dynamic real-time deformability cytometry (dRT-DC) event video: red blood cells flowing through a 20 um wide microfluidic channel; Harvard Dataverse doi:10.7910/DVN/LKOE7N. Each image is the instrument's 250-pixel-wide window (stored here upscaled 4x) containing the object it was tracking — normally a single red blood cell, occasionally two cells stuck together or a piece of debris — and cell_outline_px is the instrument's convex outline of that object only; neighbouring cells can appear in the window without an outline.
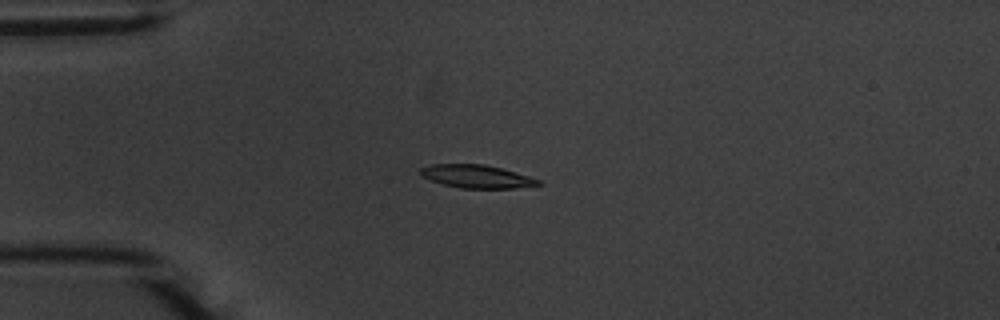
{"species": "common noctule bat (a hibernating species)", "species_latin": "Nyctalus noctula", "temperature_condition": "warm", "stored_images_in_passage": 47, "camera_frame_rate_fps": 3000, "um_per_image_px": 0.085, "animal": {"sex": "male", "body_mass_g": 20.1, "forearm_length_mm": 53.5}, "frame": {"image": 1, "passage_image": 13, "time_ms": 4.0, "image_size_px": [1000, 320], "cell_outline_px": [[544, 184], [516, 188], [460, 188], [444, 184], [432, 180], [424, 176], [420, 172], [420, 168], [432, 164], [484, 164], [500, 168], [528, 176], [540, 180]], "centroid_in_image_um": [40.55, 15.0], "position_along_channel_um": 44.5, "area_um2": 15.61}}
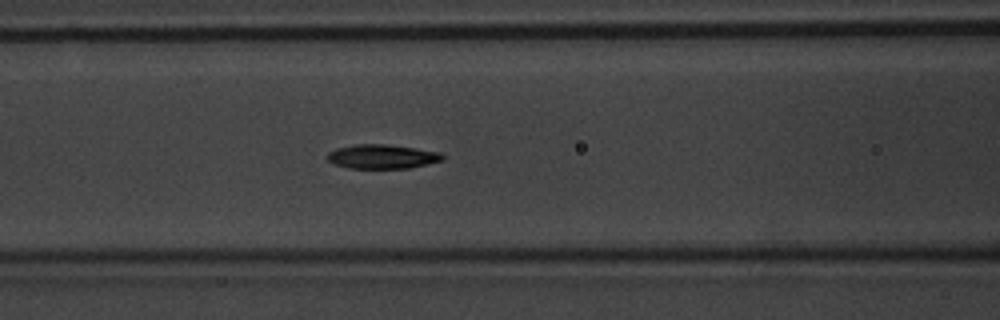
{"frame": {"image": 2, "passage_image": 22, "time_ms": 7.0, "image_size_px": [1000, 320], "cell_outline_px": [[444, 160], [428, 164], [408, 168], [348, 168], [332, 164], [324, 156], [328, 152], [336, 148], [356, 144], [388, 144], [416, 148], [440, 152], [444, 156]], "centroid_in_image_um": [32.45, 13.3], "position_along_channel_um": 134.1, "area_um2": 16.47}}
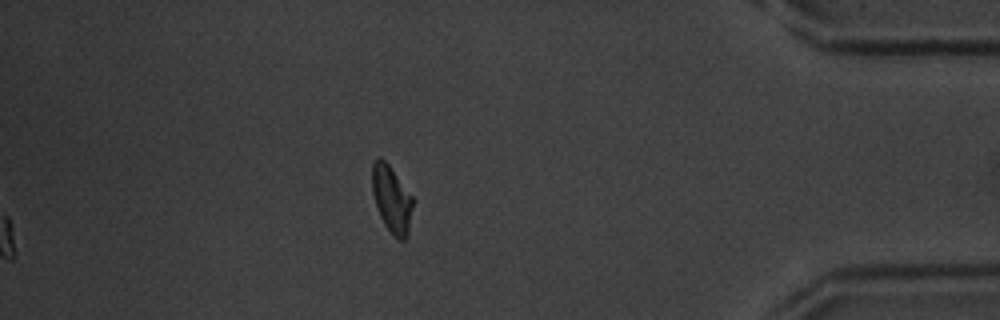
{"frame": {"image": 3, "passage_image": 47, "time_ms": 15.333, "image_size_px": [1000, 320], "cell_outline_px": [[412, 204], [408, 236], [404, 240], [400, 240], [384, 224], [380, 216], [372, 192], [372, 164], [376, 156], [380, 156], [388, 164], [412, 196]], "centroid_in_image_um": [33.27, 16.89], "position_along_channel_um": 401.9, "area_um2": 15.55}, "authors_computed_cell_mechanics": {"area_um2": 16.0684, "velocity_mm_per_s": 3.6793, "shape_relaxation_time_tau1_ms": 2.2551, "shape_relaxation_time_tau2_ms": 3.3703, "deformation_change_tau1": 0.1397, "deformation_change_tau2": 0.0905}}